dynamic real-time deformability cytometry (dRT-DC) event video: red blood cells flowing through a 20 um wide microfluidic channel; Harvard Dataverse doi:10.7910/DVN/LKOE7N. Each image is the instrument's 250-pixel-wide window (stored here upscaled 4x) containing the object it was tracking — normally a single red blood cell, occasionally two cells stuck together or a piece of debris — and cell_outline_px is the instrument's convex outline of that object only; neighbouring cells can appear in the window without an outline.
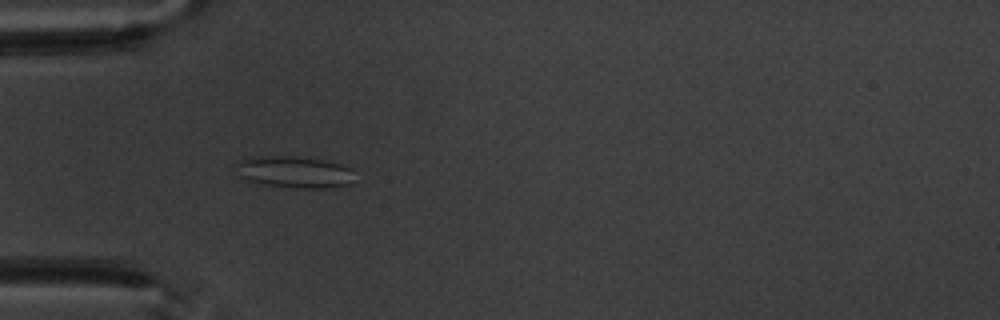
{"species": "common noctule bat (a hibernating species)", "species_latin": "Nyctalus noctula", "temperature_condition": "warm", "stored_images_in_passage": 5, "camera_frame_rate_fps": 3000, "um_per_image_px": 0.085, "animal": {"sex": "male", "body_mass_g": 20.1, "forearm_length_mm": 53.5}, "frame": {"image": 1, "passage_image": 4, "time_ms": 3.667, "image_size_px": [1000, 320], "cell_outline_px": [[352, 168], [348, 184], [324, 188], [296, 188], [264, 184], [248, 180], [240, 176], [236, 164], [240, 160], [248, 156], [292, 156], [324, 160], [340, 164]], "centroid_in_image_um": [24.96, 14.6], "position_along_channel_um": 60.0, "area_um2": 21.56}}
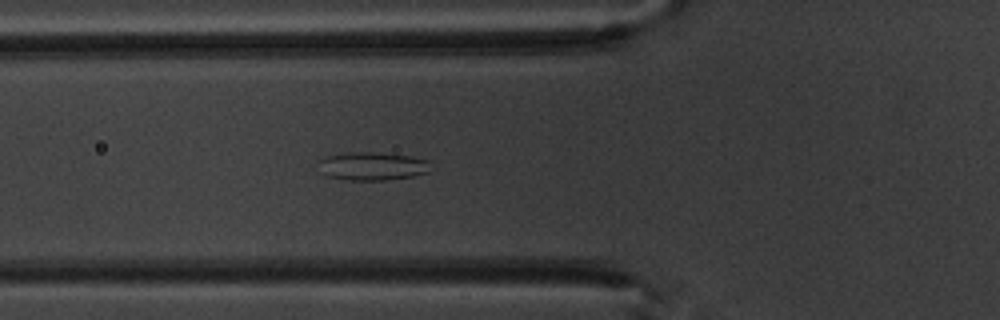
{"frame": {"image": 2, "passage_image": 5, "time_ms": 4.667, "image_size_px": [1000, 320], "cell_outline_px": [[428, 172], [412, 176], [384, 180], [348, 180], [328, 176], [320, 172], [316, 160], [328, 156], [352, 152], [372, 152], [408, 156], [428, 160]], "centroid_in_image_um": [31.57, 14.13], "position_along_channel_um": 94.2, "area_um2": 18.26}}